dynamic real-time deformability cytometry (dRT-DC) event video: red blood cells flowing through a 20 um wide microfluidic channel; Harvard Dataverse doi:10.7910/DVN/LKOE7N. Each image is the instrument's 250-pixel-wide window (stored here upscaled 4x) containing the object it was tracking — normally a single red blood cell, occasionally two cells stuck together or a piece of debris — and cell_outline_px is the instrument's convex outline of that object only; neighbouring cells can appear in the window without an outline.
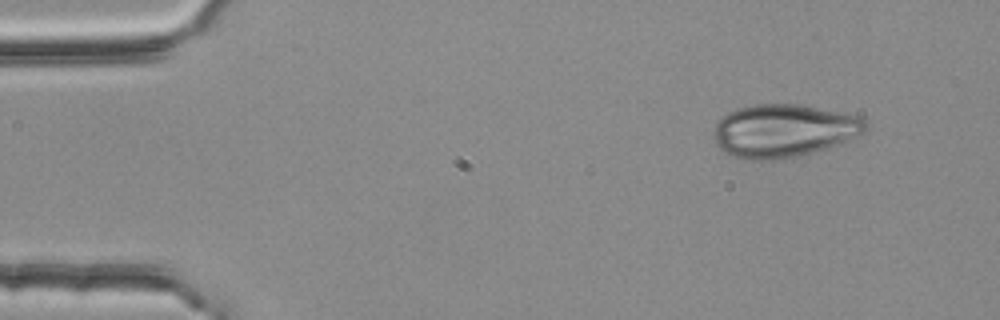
{"species": "common noctule bat (a hibernating species)", "species_latin": "Nyctalus noctula", "temperature_condition": "room temperature", "stored_images_in_passage": 2, "camera_frame_rate_fps": 3000, "um_per_image_px": 0.085, "animal": {"sex": "female", "body_mass_g": 25.1}, "frame": {"image": 1, "passage_image": 1, "time_ms": 0.0, "image_size_px": [1000, 320], "cell_outline_px": [[868, 128], [864, 132], [840, 144], [812, 152], [796, 156], [768, 160], [756, 160], [736, 156], [724, 152], [716, 144], [716, 124], [728, 112], [736, 108], [756, 104], [796, 104], [860, 116], [868, 124]], "centroid_in_image_um": [66.64, 11.1], "position_along_channel_um": 18.4, "area_um2": 46.24}}